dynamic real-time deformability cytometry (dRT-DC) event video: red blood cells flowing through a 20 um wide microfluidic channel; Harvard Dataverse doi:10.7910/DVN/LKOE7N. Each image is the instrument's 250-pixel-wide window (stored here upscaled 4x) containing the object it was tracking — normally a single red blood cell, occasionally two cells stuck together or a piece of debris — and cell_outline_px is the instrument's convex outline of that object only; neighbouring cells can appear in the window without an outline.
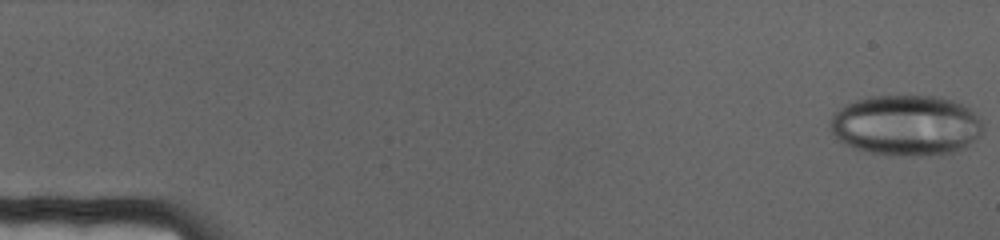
{"species": "human", "species_latin": "Homo sapiens", "temperature_condition": "cold", "stored_images_in_passage": 70, "camera_frame_rate_fps": 3000, "um_per_image_px": 0.085, "donor": {"sex": "female"}, "frame": {"image": 1, "passage_image": 1, "time_ms": 0.0, "image_size_px": [1000, 240], "cell_outline_px": [[984, 132], [980, 136], [964, 148], [956, 152], [920, 156], [888, 156], [868, 152], [852, 148], [836, 140], [832, 132], [828, 120], [844, 104], [868, 96], [936, 96], [952, 100], [968, 108], [984, 124]], "centroid_in_image_um": [76.99, 10.67], "position_along_channel_um": 8.0, "area_um2": 54.68}}
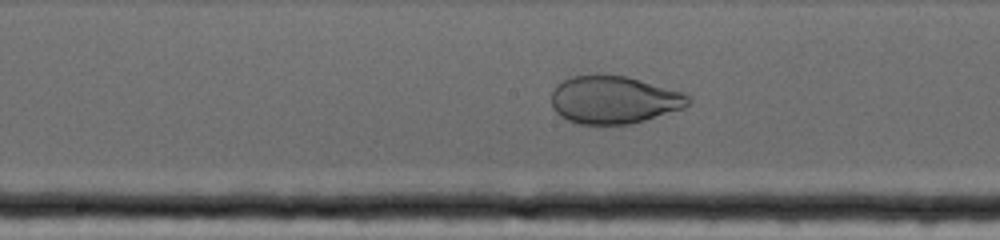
{"frame": {"image": 2, "passage_image": 36, "time_ms": 11.667, "image_size_px": [1000, 240], "cell_outline_px": [[692, 100], [684, 108], [632, 124], [576, 124], [560, 116], [552, 108], [552, 92], [556, 84], [572, 76], [592, 72], [596, 72], [628, 76], [684, 92], [692, 96]], "centroid_in_image_um": [52.18, 8.45], "position_along_channel_um": 196.0, "area_um2": 39.02}}
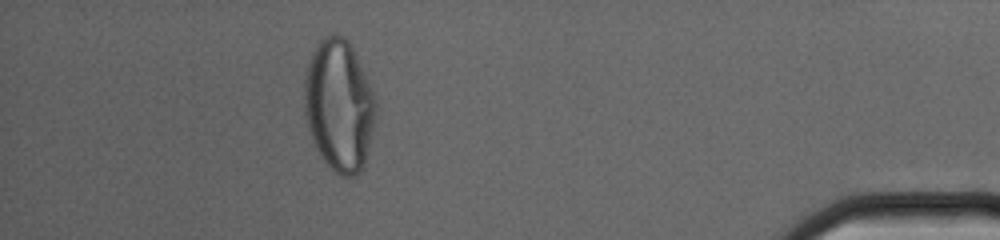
{"frame": {"image": 3, "passage_image": 63, "time_ms": 20.667, "image_size_px": [1000, 240], "cell_outline_px": [[380, 108], [364, 168], [356, 176], [340, 176], [320, 156], [312, 140], [304, 116], [304, 72], [312, 52], [320, 40], [324, 36], [332, 32], [336, 32], [344, 36], [348, 40], [376, 96]], "centroid_in_image_um": [28.85, 8.96], "position_along_channel_um": 406.3, "area_um2": 56.18}}